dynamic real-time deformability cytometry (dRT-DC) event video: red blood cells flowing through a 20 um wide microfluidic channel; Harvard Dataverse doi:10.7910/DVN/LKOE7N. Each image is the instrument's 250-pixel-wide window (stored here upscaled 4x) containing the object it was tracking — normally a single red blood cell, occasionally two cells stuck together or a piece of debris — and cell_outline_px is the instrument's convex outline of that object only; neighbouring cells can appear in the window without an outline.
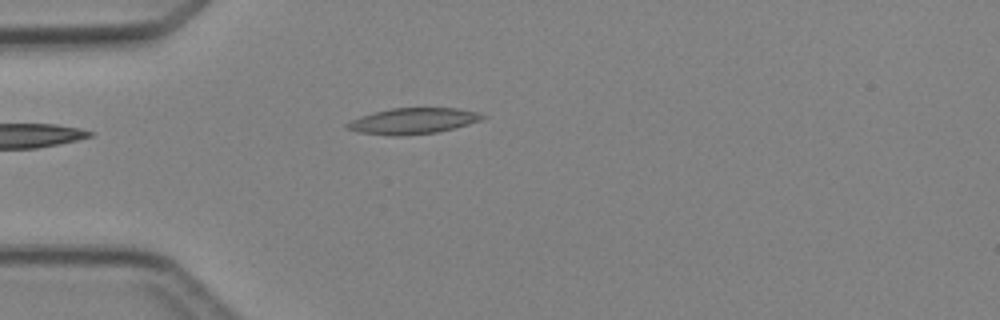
{"species": "Egyptian fruit bat (a non-hibernating species)", "species_latin": "Rousettus aegyptiacus", "temperature_condition": "cold", "stored_images_in_passage": 3, "camera_frame_rate_fps": 3000, "um_per_image_px": 0.085, "animal": {"sex": "female"}, "frame": {"image": 1, "passage_image": 3, "time_ms": 3.333, "image_size_px": [1000, 320], "cell_outline_px": [[484, 116], [480, 120], [468, 124], [436, 132], [400, 136], [392, 136], [360, 132], [348, 128], [344, 124], [360, 116], [392, 108], [460, 108], [476, 112]], "centroid_in_image_um": [35.08, 10.28], "position_along_channel_um": 49.9, "area_um2": 20.06}}